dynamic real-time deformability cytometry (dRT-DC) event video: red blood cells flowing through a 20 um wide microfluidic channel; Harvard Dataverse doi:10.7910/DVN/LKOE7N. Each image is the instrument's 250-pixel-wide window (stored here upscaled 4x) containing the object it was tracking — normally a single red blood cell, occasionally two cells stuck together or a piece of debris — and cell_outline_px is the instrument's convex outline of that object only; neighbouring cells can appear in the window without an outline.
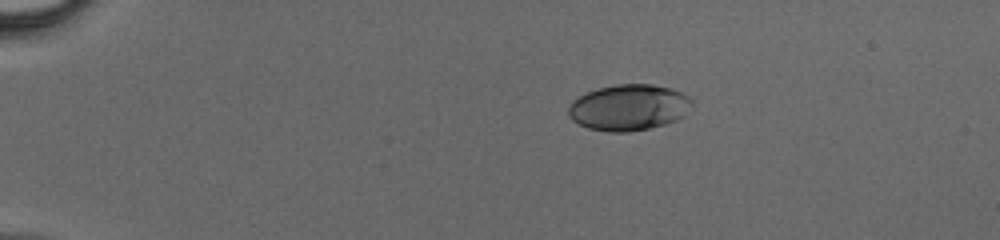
{"species": "human", "species_latin": "Homo sapiens", "temperature_condition": "cold", "stored_images_in_passage": 38, "camera_frame_rate_fps": 3000, "um_per_image_px": 0.085, "donor": {"sex": "male"}, "frame": {"image": 1, "passage_image": 1, "time_ms": 0.0, "image_size_px": [1000, 240], "cell_outline_px": [[692, 104], [684, 116], [676, 120], [664, 124], [648, 128], [628, 132], [608, 132], [588, 128], [572, 120], [568, 116], [568, 104], [572, 100], [588, 92], [600, 88], [616, 84], [652, 84], [672, 88], [688, 96], [692, 100]], "centroid_in_image_um": [53.43, 9.13], "position_along_channel_um": 31.6, "area_um2": 33.18}}
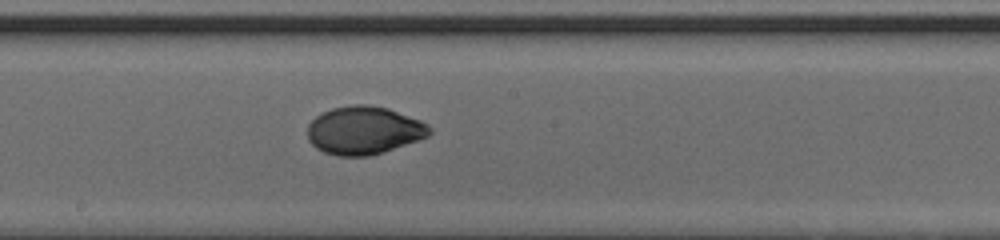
{"frame": {"image": 2, "passage_image": 19, "time_ms": 6.0, "image_size_px": [1000, 240], "cell_outline_px": [[432, 132], [428, 136], [384, 152], [368, 156], [336, 156], [324, 152], [316, 148], [308, 140], [308, 124], [316, 116], [332, 108], [352, 104], [368, 104], [388, 108], [420, 120], [428, 124], [432, 128]], "centroid_in_image_um": [30.93, 11.08], "position_along_channel_um": 217.3, "area_um2": 34.28}}
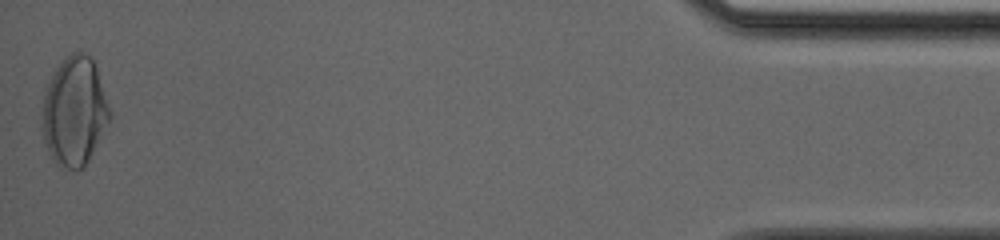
{"frame": {"image": 3, "passage_image": 38, "time_ms": 12.333, "image_size_px": [1000, 240], "cell_outline_px": [[112, 116], [88, 160], [80, 168], [60, 168], [52, 160], [44, 140], [40, 128], [44, 96], [48, 84], [56, 68], [72, 52], [84, 52], [92, 56], [112, 112]], "centroid_in_image_um": [6.32, 9.47], "position_along_channel_um": 428.9, "area_um2": 42.77}}